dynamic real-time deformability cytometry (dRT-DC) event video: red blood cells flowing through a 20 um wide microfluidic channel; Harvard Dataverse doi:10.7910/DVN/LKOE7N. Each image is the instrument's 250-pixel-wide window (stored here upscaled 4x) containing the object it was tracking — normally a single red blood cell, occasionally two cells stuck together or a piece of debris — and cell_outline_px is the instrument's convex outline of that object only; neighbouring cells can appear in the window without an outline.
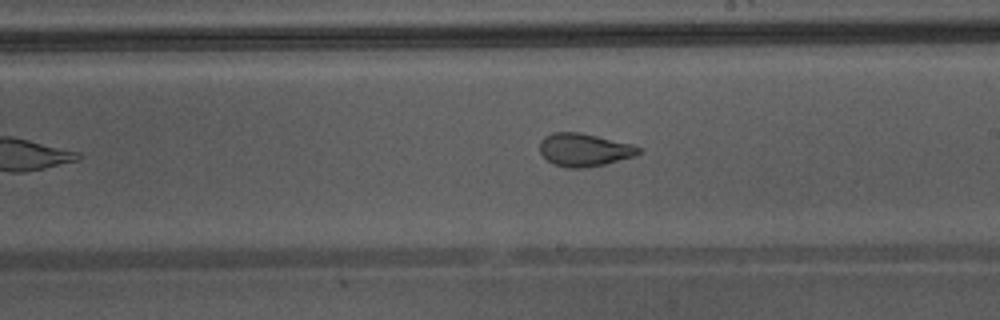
{"species": "Egyptian fruit bat (a non-hibernating species)", "species_latin": "Rousettus aegyptiacus", "temperature_condition": "warm", "stored_images_in_passage": 25, "camera_frame_rate_fps": 3000, "um_per_image_px": 0.085, "animal": {"sex": "male"}, "frame": {"image": 1, "passage_image": 15, "time_ms": 4.667, "image_size_px": [1000, 320], "cell_outline_px": [[640, 152], [636, 156], [604, 164], [584, 168], [568, 168], [552, 164], [540, 152], [540, 140], [544, 136], [552, 132], [580, 132], [632, 144], [640, 148]], "centroid_in_image_um": [49.64, 12.73], "position_along_channel_um": 239.4, "area_um2": 19.02}}